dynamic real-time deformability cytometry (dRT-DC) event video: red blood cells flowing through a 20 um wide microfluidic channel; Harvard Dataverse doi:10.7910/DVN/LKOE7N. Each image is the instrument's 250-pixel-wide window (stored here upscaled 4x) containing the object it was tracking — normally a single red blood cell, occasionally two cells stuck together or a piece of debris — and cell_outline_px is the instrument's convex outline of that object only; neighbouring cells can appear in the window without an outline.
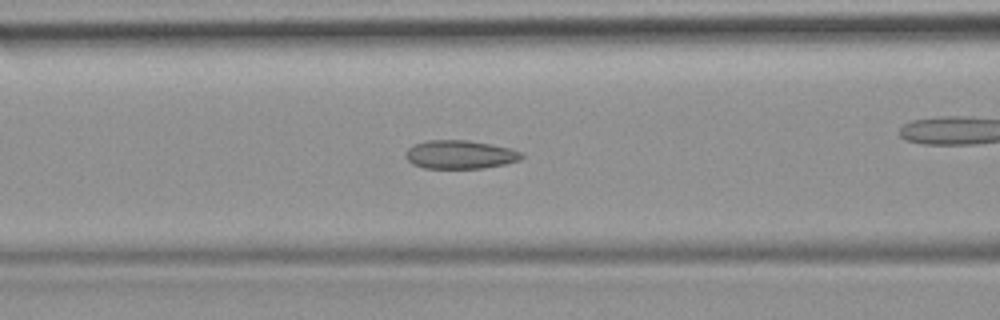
{"species": "common noctule bat (a hibernating species)", "species_latin": "Nyctalus noctula", "temperature_condition": "room temperature", "stored_images_in_passage": 9, "camera_frame_rate_fps": 3000, "um_per_image_px": 0.085, "animal": {"sex": "female", "body_mass_g": 19.9}, "frame": {"image": 1, "passage_image": 4, "time_ms": 1.0, "image_size_px": [1000, 320], "cell_outline_px": [[524, 156], [520, 160], [504, 164], [484, 168], [424, 168], [412, 164], [404, 156], [404, 152], [412, 144], [428, 140], [468, 140], [492, 144], [508, 148], [520, 152]], "centroid_in_image_um": [39.05, 13.13], "position_along_channel_um": 127.5, "area_um2": 19.36}}
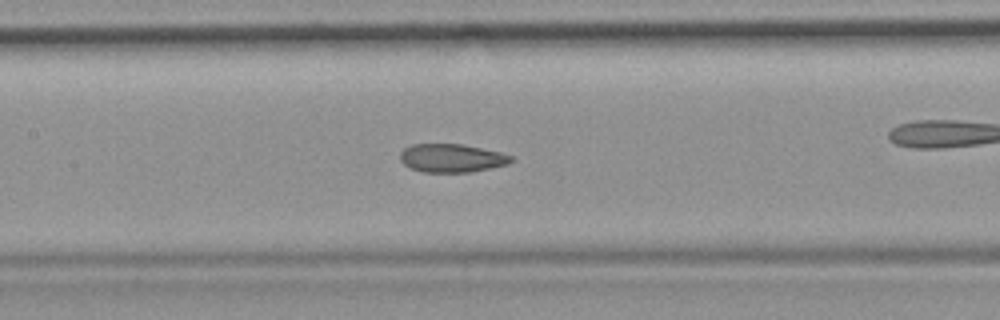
{"frame": {"image": 2, "passage_image": 7, "time_ms": 2.0, "image_size_px": [1000, 320], "cell_outline_px": [[512, 160], [508, 164], [468, 172], [424, 172], [412, 168], [404, 164], [400, 160], [400, 152], [404, 148], [412, 144], [464, 144], [500, 152], [512, 156]], "centroid_in_image_um": [38.37, 13.42], "position_along_channel_um": 169.0, "area_um2": 18.21}}